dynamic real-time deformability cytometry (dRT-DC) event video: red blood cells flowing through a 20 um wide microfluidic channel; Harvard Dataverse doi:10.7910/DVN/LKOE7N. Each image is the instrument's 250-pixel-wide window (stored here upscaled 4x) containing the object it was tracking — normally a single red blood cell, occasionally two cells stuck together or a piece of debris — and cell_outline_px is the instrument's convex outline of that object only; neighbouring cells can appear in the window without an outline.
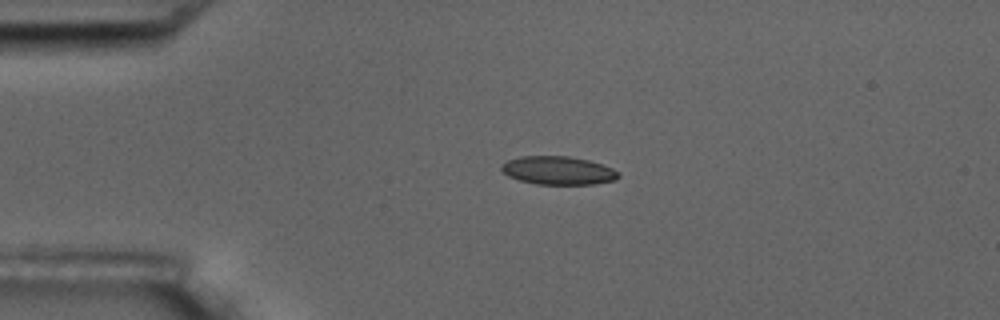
{"species": "common noctule bat (a hibernating species)", "species_latin": "Nyctalus noctula", "temperature_condition": "room temperature", "stored_images_in_passage": 2, "camera_frame_rate_fps": 3000, "um_per_image_px": 0.085, "animal": {"sex": "male", "body_mass_g": 17.5, "forearm_length_mm": 52.3}, "frame": {"image": 1, "passage_image": 1, "time_ms": 0.0, "image_size_px": [1000, 320], "cell_outline_px": [[620, 176], [616, 180], [592, 184], [536, 184], [520, 180], [508, 176], [500, 168], [500, 164], [508, 160], [520, 156], [568, 156], [588, 160], [612, 168], [620, 172]], "centroid_in_image_um": [47.44, 14.49], "position_along_channel_um": 37.6, "area_um2": 19.31}}